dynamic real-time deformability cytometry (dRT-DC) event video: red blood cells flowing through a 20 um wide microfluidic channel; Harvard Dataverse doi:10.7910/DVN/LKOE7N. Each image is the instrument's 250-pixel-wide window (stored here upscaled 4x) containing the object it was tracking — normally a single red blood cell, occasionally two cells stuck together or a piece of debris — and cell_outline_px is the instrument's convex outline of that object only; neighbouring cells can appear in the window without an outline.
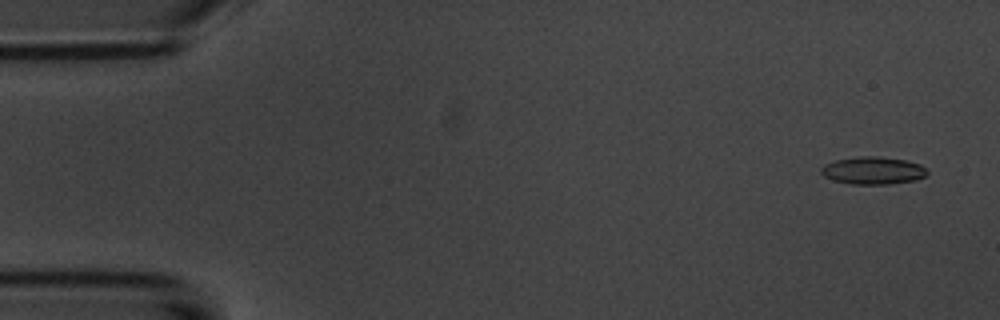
{"species": "common noctule bat (a hibernating species)", "species_latin": "Nyctalus noctula", "temperature_condition": "room temperature", "stored_images_in_passage": 5, "camera_frame_rate_fps": 3000, "um_per_image_px": 0.085, "animal": {"sex": "male", "body_mass_g": 20.1, "forearm_length_mm": 53.5}, "frame": {"image": 1, "passage_image": 1, "time_ms": 0.0, "image_size_px": [1000, 320], "cell_outline_px": [[928, 172], [924, 176], [916, 180], [888, 184], [848, 184], [832, 180], [824, 176], [820, 172], [820, 168], [824, 164], [836, 160], [860, 156], [876, 156], [904, 160], [920, 164]], "centroid_in_image_um": [74.16, 14.5], "position_along_channel_um": 10.8, "area_um2": 16.99}}
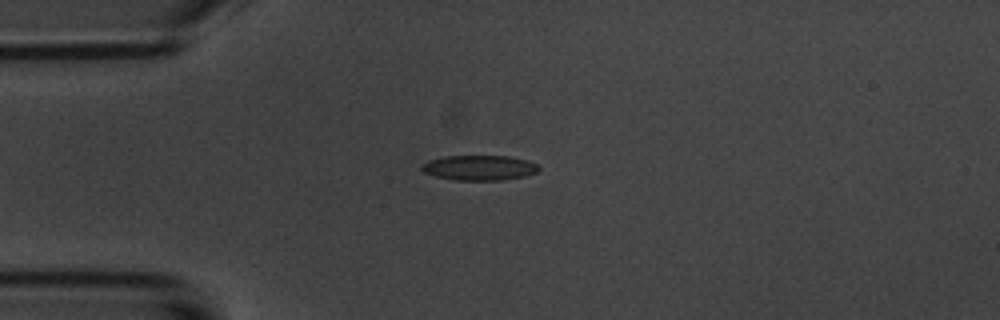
{"frame": {"image": 2, "passage_image": 4, "time_ms": 3.667, "image_size_px": [1000, 320], "cell_outline_px": [[540, 168], [536, 172], [524, 176], [500, 180], [456, 180], [436, 176], [424, 172], [420, 168], [420, 164], [428, 160], [444, 156], [508, 156], [528, 160], [536, 164]], "centroid_in_image_um": [40.71, 14.25], "position_along_channel_um": 44.3, "area_um2": 17.05}}